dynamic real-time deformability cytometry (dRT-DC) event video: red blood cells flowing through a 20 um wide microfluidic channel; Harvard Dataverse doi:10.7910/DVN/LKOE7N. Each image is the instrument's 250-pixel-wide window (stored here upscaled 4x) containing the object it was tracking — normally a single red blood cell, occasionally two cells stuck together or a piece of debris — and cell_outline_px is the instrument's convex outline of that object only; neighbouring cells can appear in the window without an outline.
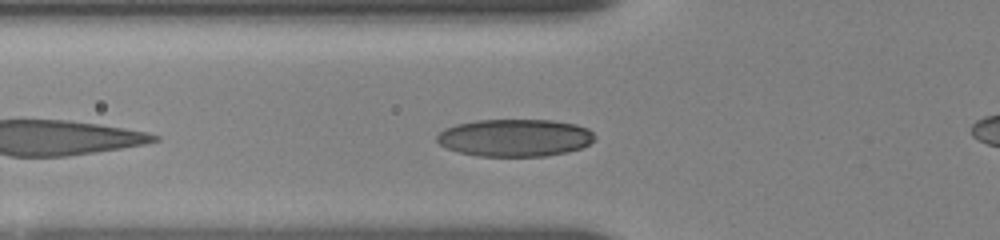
{"species": "human", "species_latin": "Homo sapiens", "temperature_condition": "room temperature", "stored_images_in_passage": 28, "camera_frame_rate_fps": 3000, "um_per_image_px": 0.085, "donor": {"sex": "female"}, "frame": {"image": 1, "passage_image": 4, "time_ms": 1.333, "image_size_px": [1000, 240], "cell_outline_px": [[596, 136], [588, 144], [580, 148], [568, 152], [544, 156], [476, 156], [460, 152], [448, 148], [440, 144], [436, 140], [436, 136], [444, 128], [456, 124], [476, 120], [552, 120], [576, 124], [588, 128]], "centroid_in_image_um": [43.76, 11.7], "position_along_channel_um": 82.0, "area_um2": 34.45}}
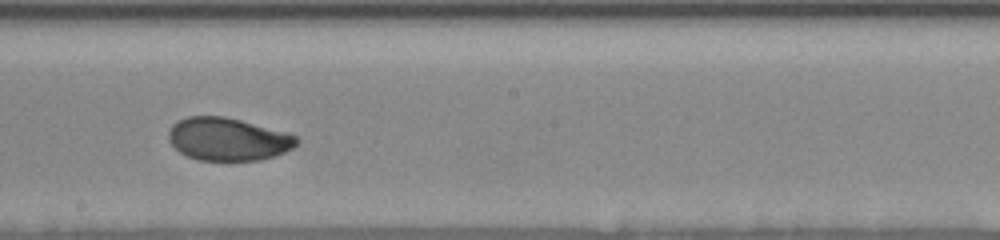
{"frame": {"image": 2, "passage_image": 14, "time_ms": 5.333, "image_size_px": [1000, 240], "cell_outline_px": [[300, 140], [292, 148], [284, 152], [260, 160], [196, 160], [180, 152], [168, 140], [168, 132], [172, 124], [176, 120], [188, 116], [224, 116], [288, 132], [296, 136]], "centroid_in_image_um": [19.35, 11.81], "position_along_channel_um": 228.8, "area_um2": 32.02}}
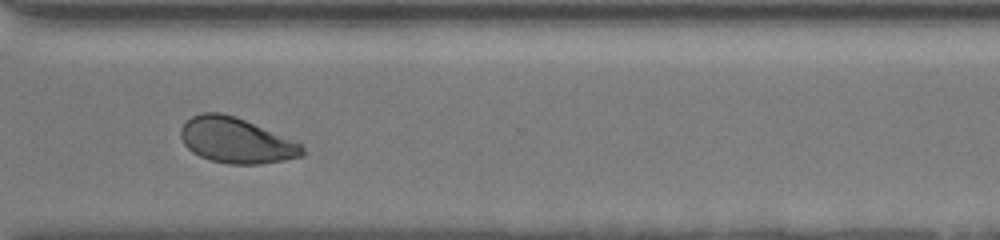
{"frame": {"image": 3, "passage_image": 22, "time_ms": 8.667, "image_size_px": [1000, 240], "cell_outline_px": [[304, 156], [284, 160], [260, 164], [228, 164], [212, 160], [200, 156], [192, 152], [184, 144], [180, 136], [180, 128], [192, 116], [200, 112], [220, 112], [236, 116], [304, 144]], "centroid_in_image_um": [20.09, 11.93], "position_along_channel_um": 350.5, "area_um2": 32.37}}